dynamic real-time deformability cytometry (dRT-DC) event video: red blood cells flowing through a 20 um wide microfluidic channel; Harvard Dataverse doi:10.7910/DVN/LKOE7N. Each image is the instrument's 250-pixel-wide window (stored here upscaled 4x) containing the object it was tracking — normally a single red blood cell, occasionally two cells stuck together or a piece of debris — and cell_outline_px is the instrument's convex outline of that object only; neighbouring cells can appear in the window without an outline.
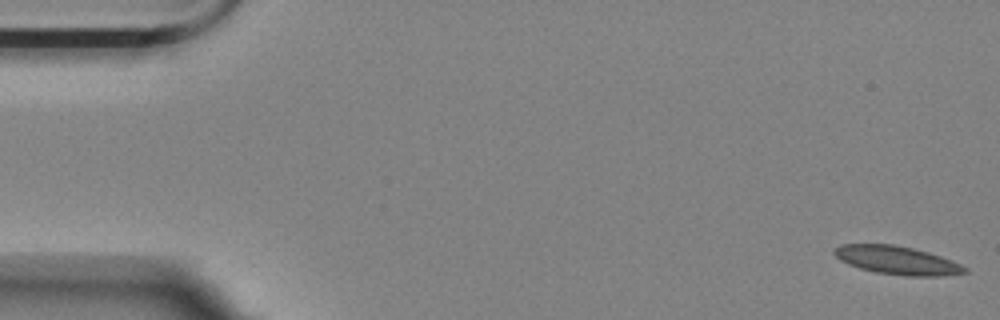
{"species": "Egyptian fruit bat (a non-hibernating species)", "species_latin": "Rousettus aegyptiacus", "temperature_condition": "room temperature", "stored_images_in_passage": 16, "camera_frame_rate_fps": 3000, "um_per_image_px": 0.085, "animal": {"sex": "female"}, "frame": {"image": 1, "passage_image": 1, "time_ms": 0.0, "image_size_px": [1000, 320], "cell_outline_px": [[968, 272], [944, 276], [904, 276], [876, 272], [860, 268], [848, 264], [840, 260], [832, 252], [840, 244], [892, 244], [912, 248], [928, 252], [952, 260], [968, 268]], "centroid_in_image_um": [76.27, 22.13], "position_along_channel_um": 8.7, "area_um2": 21.56}}